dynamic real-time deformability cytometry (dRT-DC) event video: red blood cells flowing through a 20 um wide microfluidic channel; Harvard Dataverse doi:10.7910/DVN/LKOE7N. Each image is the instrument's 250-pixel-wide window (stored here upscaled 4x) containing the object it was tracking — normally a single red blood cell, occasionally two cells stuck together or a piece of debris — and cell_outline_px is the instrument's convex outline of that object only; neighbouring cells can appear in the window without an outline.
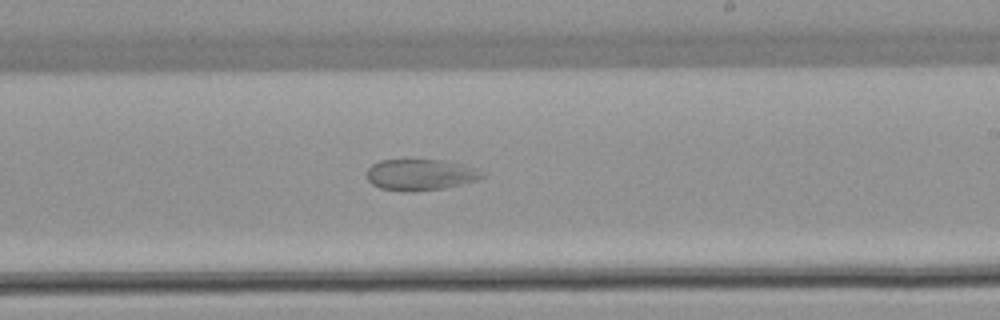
{"species": "common noctule bat (a hibernating species)", "species_latin": "Nyctalus noctula", "temperature_condition": "warm", "stored_images_in_passage": 54, "camera_frame_rate_fps": 3000, "um_per_image_px": 0.085, "animal": {"sex": "female", "body_mass_g": 22.7, "forearm_length_mm": 54.2}, "frame": {"image": 1, "passage_image": 32, "time_ms": 10.333, "image_size_px": [1000, 320], "cell_outline_px": [[488, 176], [476, 180], [444, 188], [412, 192], [404, 192], [380, 188], [372, 184], [368, 180], [368, 168], [372, 164], [380, 160], [444, 160], [460, 164], [484, 172]], "centroid_in_image_um": [35.73, 14.86], "position_along_channel_um": 253.3, "area_um2": 20.92}}
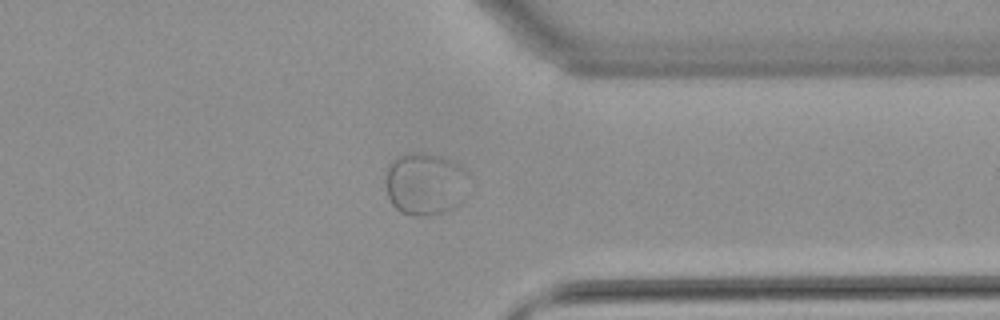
{"frame": {"image": 2, "passage_image": 42, "time_ms": 13.667, "image_size_px": [1000, 320], "cell_outline_px": [[472, 192], [464, 204], [456, 208], [444, 212], [420, 216], [416, 216], [400, 212], [392, 204], [388, 196], [388, 164], [392, 160], [400, 156], [412, 152], [440, 156], [464, 168], [468, 172]], "centroid_in_image_um": [36.28, 15.67], "position_along_channel_um": 375.1, "area_um2": 30.87}}